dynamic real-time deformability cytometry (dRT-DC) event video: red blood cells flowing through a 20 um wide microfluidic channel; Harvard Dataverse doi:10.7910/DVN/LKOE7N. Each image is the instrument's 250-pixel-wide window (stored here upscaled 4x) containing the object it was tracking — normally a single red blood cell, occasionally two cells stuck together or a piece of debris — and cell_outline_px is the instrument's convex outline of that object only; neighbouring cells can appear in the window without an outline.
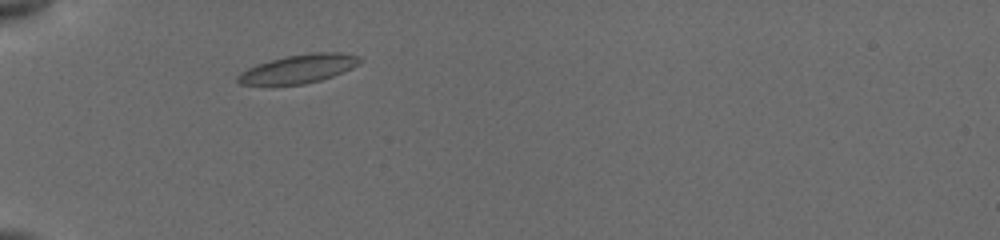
{"species": "common noctule bat (a hibernating species)", "species_latin": "Nyctalus noctula", "temperature_condition": "cold", "stored_images_in_passage": 38, "camera_frame_rate_fps": 3000, "um_per_image_px": 0.085, "animal": {"sex": "female", "body_mass_g": 19.5, "forearm_length_mm": 54.1}, "frame": {"image": 1, "passage_image": 2, "time_ms": 0.667, "image_size_px": [1000, 240], "cell_outline_px": [[364, 60], [360, 64], [352, 68], [332, 76], [320, 80], [304, 84], [240, 84], [236, 80], [236, 76], [240, 72], [256, 64], [284, 56], [312, 52], [340, 52], [360, 56]], "centroid_in_image_um": [25.41, 5.82], "position_along_channel_um": 59.6, "area_um2": 20.4}}
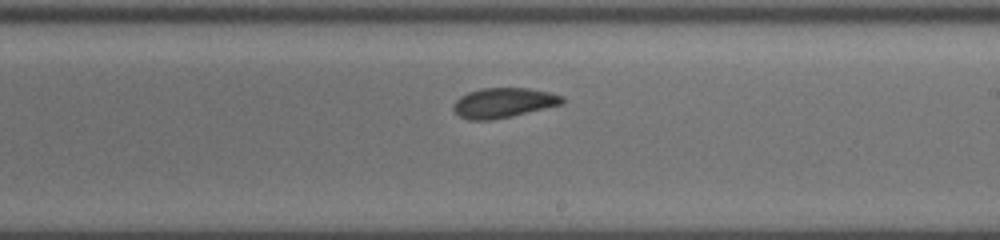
{"frame": {"image": 2, "passage_image": 17, "time_ms": 6.0, "image_size_px": [1000, 240], "cell_outline_px": [[564, 104], [512, 116], [488, 120], [468, 120], [460, 116], [452, 108], [452, 104], [460, 96], [468, 92], [480, 88], [528, 88], [548, 92], [564, 96]], "centroid_in_image_um": [42.79, 8.73], "position_along_channel_um": 246.2, "area_um2": 19.02}}
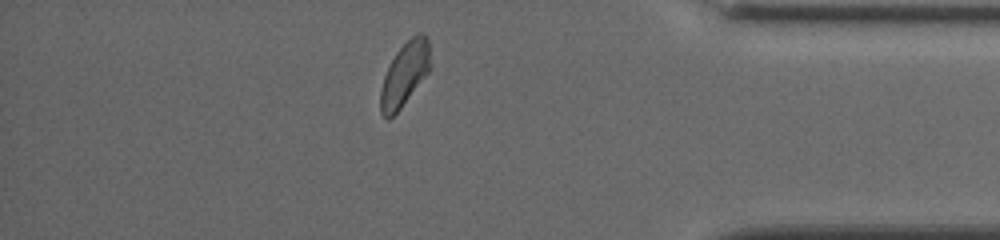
{"frame": {"image": 3, "passage_image": 31, "time_ms": 10.667, "image_size_px": [1000, 240], "cell_outline_px": [[432, 68], [400, 108], [388, 120], [380, 112], [380, 88], [384, 76], [396, 52], [416, 32], [424, 32], [428, 36], [432, 64]], "centroid_in_image_um": [34.44, 6.25], "position_along_channel_um": 400.8, "area_um2": 18.67}, "authors_computed_cell_mechanics": {"area_um2": 19.0162, "velocity_mm_per_s": 3.7746, "shape_relaxation_time_tau1_ms": 5.3732, "shape_relaxation_time_tau2_ms": 1.7855, "deformation_change_tau1": 0.1021, "deformation_change_tau2": 0.0498}}